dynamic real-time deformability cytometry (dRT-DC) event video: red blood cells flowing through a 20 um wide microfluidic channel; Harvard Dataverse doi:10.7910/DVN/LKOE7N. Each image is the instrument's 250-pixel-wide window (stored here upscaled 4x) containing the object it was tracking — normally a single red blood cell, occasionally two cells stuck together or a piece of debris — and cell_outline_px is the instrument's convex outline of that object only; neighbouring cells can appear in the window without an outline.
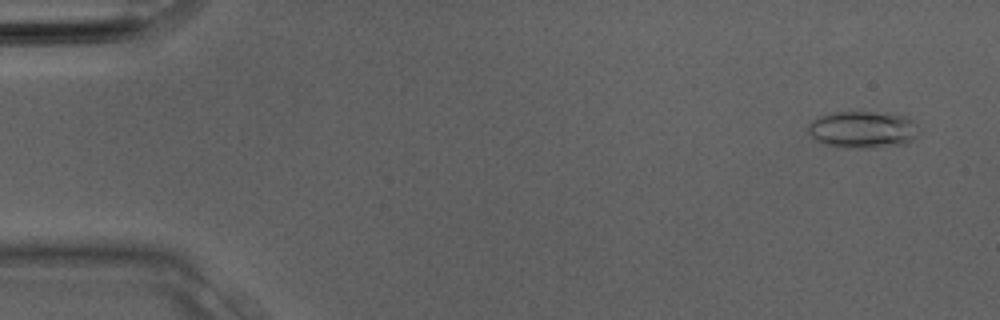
{"species": "Egyptian fruit bat (a non-hibernating species)", "species_latin": "Rousettus aegyptiacus", "temperature_condition": "room temperature", "stored_images_in_passage": 32, "camera_frame_rate_fps": 3000, "um_per_image_px": 0.085, "animal": {"sex": "male"}, "frame": {"image": 1, "passage_image": 1, "time_ms": 0.0, "image_size_px": [1000, 320], "cell_outline_px": [[920, 128], [916, 136], [912, 140], [904, 144], [860, 148], [836, 148], [824, 144], [816, 140], [808, 132], [808, 124], [812, 120], [820, 116], [832, 112], [888, 112], [908, 116]], "centroid_in_image_um": [73.34, 11.0], "position_along_channel_um": 11.7, "area_um2": 24.22}}
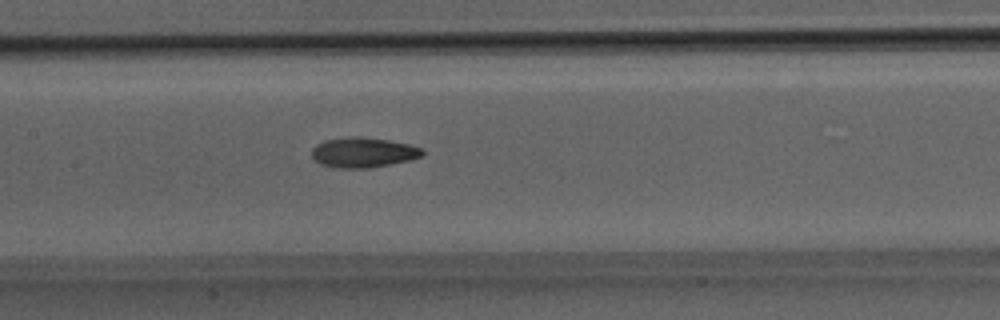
{"frame": {"image": 2, "passage_image": 15, "time_ms": 4.667, "image_size_px": [1000, 320], "cell_outline_px": [[424, 152], [420, 156], [408, 160], [368, 168], [340, 168], [320, 164], [312, 156], [312, 148], [316, 144], [324, 140], [352, 136], [356, 136], [388, 140], [408, 144], [424, 148]], "centroid_in_image_um": [30.85, 12.95], "position_along_channel_um": 176.6, "area_um2": 19.19}}
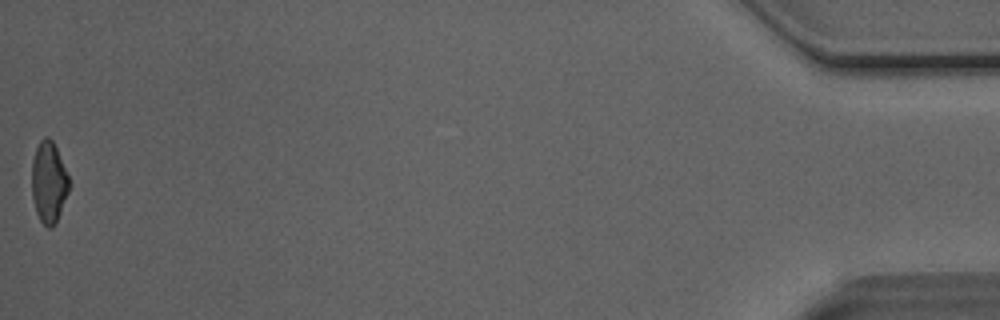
{"frame": {"image": 3, "passage_image": 32, "time_ms": 10.333, "image_size_px": [1000, 320], "cell_outline_px": [[68, 192], [56, 224], [52, 228], [48, 228], [40, 220], [36, 212], [32, 196], [32, 160], [36, 148], [40, 140], [44, 136], [48, 136], [52, 140], [56, 148], [68, 176]], "centroid_in_image_um": [4.13, 15.5], "position_along_channel_um": 431.1, "area_um2": 17.51}}